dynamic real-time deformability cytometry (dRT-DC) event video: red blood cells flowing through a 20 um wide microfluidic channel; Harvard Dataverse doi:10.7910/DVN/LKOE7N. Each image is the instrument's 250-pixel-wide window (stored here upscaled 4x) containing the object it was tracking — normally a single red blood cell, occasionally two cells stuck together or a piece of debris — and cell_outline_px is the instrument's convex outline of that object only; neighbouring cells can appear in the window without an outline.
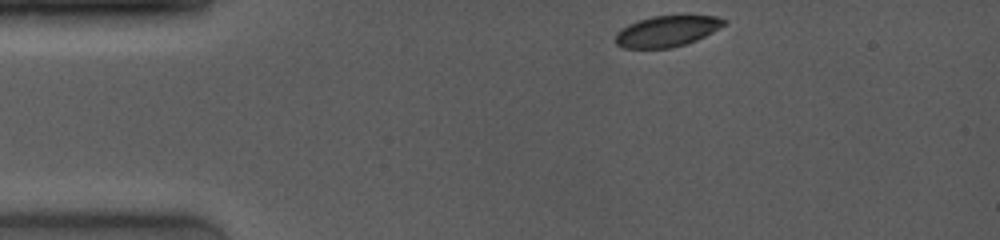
{"species": "common noctule bat (a hibernating species)", "species_latin": "Nyctalus noctula", "temperature_condition": "room temperature", "stored_images_in_passage": 20, "camera_frame_rate_fps": 4000, "um_per_image_px": 0.085, "animal": {"sex": "female", "body_mass_g": 19.0, "forearm_length_mm": 53.3}, "frame": {"image": 1, "passage_image": 1, "time_ms": 0.0, "image_size_px": [1000, 240], "cell_outline_px": [[728, 24], [696, 40], [672, 48], [624, 48], [616, 44], [616, 32], [620, 28], [628, 24], [652, 16], [716, 16], [728, 20]], "centroid_in_image_um": [56.7, 2.65], "position_along_channel_um": 28.3, "area_um2": 19.54}}
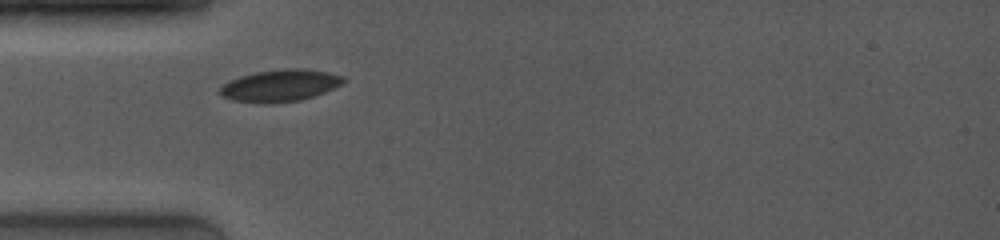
{"frame": {"image": 2, "passage_image": 19, "time_ms": 2.25, "image_size_px": [1000, 240], "cell_outline_px": [[348, 80], [344, 84], [324, 92], [300, 100], [272, 104], [260, 104], [232, 100], [220, 96], [220, 88], [224, 84], [240, 76], [256, 72], [292, 68], [300, 68], [328, 72], [344, 76]], "centroid_in_image_um": [23.84, 7.29], "position_along_channel_um": 61.2, "area_um2": 23.12}}